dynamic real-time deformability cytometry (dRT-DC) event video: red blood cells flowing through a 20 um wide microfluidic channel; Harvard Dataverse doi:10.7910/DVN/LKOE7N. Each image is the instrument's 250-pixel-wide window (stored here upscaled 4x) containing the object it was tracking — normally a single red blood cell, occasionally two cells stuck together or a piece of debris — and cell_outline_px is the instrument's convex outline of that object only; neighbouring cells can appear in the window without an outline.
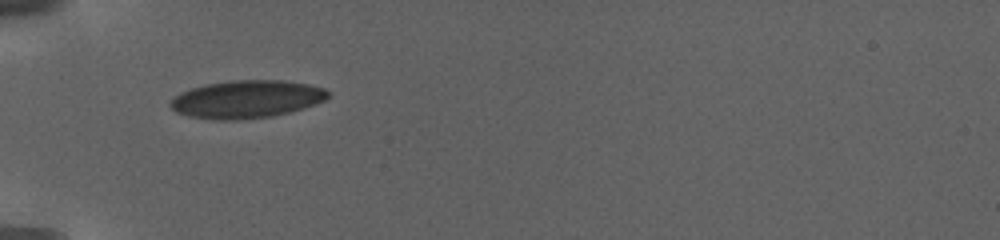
{"species": "human", "species_latin": "Homo sapiens", "temperature_condition": "warm", "stored_images_in_passage": 51, "camera_frame_rate_fps": 3000, "um_per_image_px": 0.085, "donor": {"sex": "female"}, "frame": {"image": 1, "passage_image": 1, "time_ms": 0.0, "image_size_px": [1000, 240], "cell_outline_px": [[328, 96], [324, 100], [304, 108], [272, 116], [236, 120], [212, 120], [188, 116], [176, 112], [168, 104], [172, 96], [180, 92], [204, 84], [232, 80], [284, 80], [308, 84], [324, 88], [328, 92]], "centroid_in_image_um": [20.9, 8.43], "position_along_channel_um": 64.1, "area_um2": 34.85}}
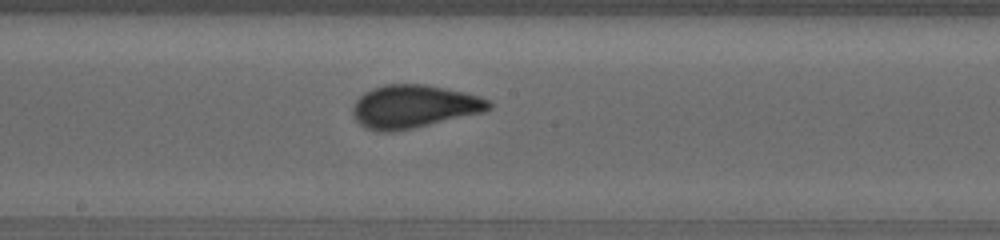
{"frame": {"image": 2, "passage_image": 20, "time_ms": 5.333, "image_size_px": [1000, 240], "cell_outline_px": [[492, 108], [484, 112], [412, 128], [392, 132], [380, 132], [364, 128], [356, 120], [352, 112], [352, 108], [356, 100], [364, 92], [372, 88], [384, 84], [424, 84], [464, 92], [480, 96], [488, 100], [492, 104]], "centroid_in_image_um": [35.16, 9.05], "position_along_channel_um": 213.0, "area_um2": 34.16}}
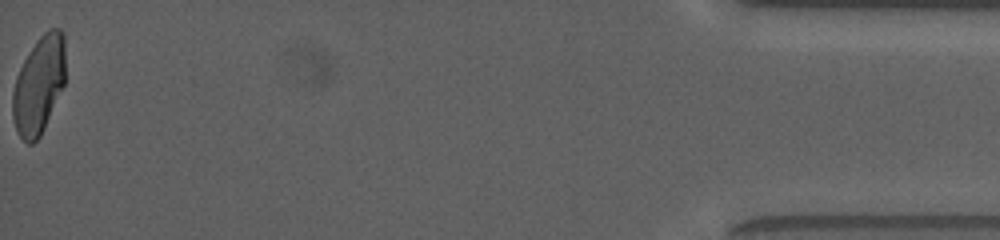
{"frame": {"image": 3, "passage_image": 50, "time_ms": 15.667, "image_size_px": [1000, 240], "cell_outline_px": [[64, 84], [44, 128], [40, 136], [32, 144], [28, 144], [16, 132], [12, 116], [12, 92], [16, 76], [28, 52], [36, 40], [48, 28], [60, 28], [64, 36]], "centroid_in_image_um": [3.28, 7.22], "position_along_channel_um": 431.9, "area_um2": 30.0}, "authors_computed_cell_mechanics": {"area_um2": 32.3102, "velocity_mm_per_s": 2.9349, "shape_relaxation_time_tau1_ms": 9.5764, "shape_relaxation_time_tau2_ms": null, "deformation_change_tau1": 0.2145, "deformation_change_tau2": null}}